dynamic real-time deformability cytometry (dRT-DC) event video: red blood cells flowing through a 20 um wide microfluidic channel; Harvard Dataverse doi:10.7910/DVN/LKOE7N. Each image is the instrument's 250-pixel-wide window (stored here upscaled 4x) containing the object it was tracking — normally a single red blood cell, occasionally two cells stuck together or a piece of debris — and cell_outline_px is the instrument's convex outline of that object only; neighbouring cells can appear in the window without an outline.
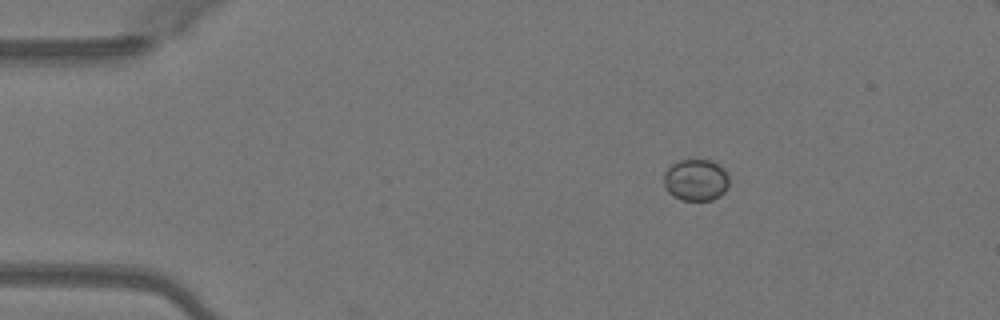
{"species": "Egyptian fruit bat (a non-hibernating species)", "species_latin": "Rousettus aegyptiacus", "temperature_condition": "warm", "stored_images_in_passage": 3, "camera_frame_rate_fps": 3000, "um_per_image_px": 0.085, "animal": {"sex": "female"}, "frame": {"image": 1, "passage_image": 1, "time_ms": 0.0, "image_size_px": [1000, 320], "cell_outline_px": [[728, 188], [720, 196], [712, 200], [680, 200], [672, 196], [664, 188], [664, 172], [672, 164], [680, 160], [712, 160], [720, 164], [728, 172]], "centroid_in_image_um": [59.16, 15.3], "position_along_channel_um": 25.8, "area_um2": 16.18}}
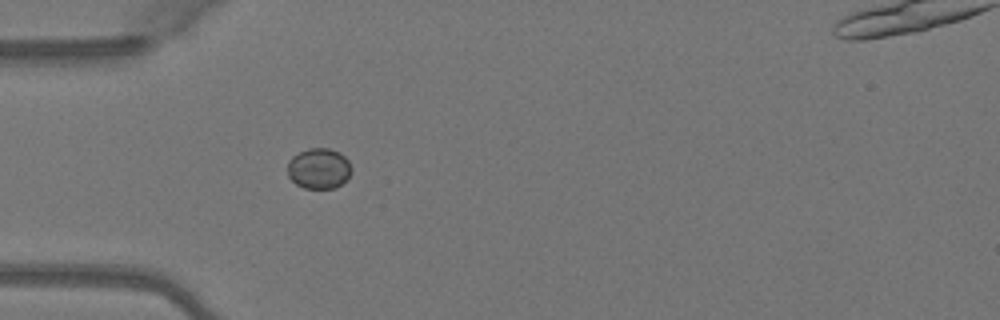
{"frame": {"image": 2, "passage_image": 3, "time_ms": 0.667, "image_size_px": [1000, 320], "cell_outline_px": [[352, 172], [336, 188], [304, 188], [296, 184], [288, 176], [288, 160], [292, 156], [308, 148], [328, 148], [340, 152], [348, 160], [352, 168]], "centroid_in_image_um": [27.1, 14.31], "position_along_channel_um": 57.9, "area_um2": 15.14}}